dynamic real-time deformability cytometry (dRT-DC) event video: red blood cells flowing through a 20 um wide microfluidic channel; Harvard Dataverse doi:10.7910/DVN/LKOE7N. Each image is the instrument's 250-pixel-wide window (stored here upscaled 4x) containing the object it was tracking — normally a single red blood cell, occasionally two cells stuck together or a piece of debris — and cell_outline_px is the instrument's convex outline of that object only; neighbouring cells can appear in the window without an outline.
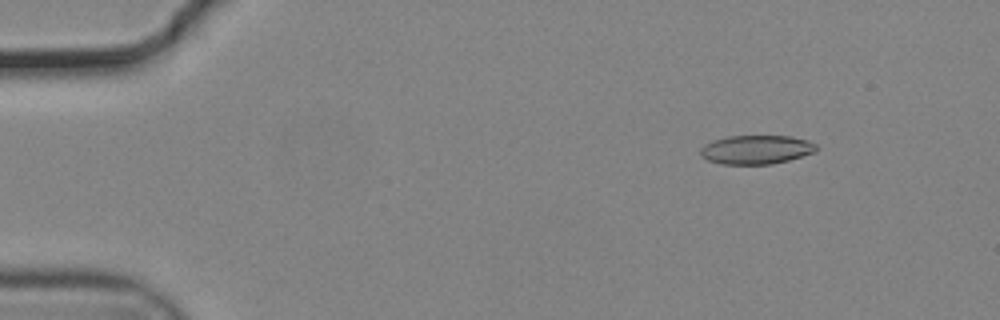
{"species": "common noctule bat (a hibernating species)", "species_latin": "Nyctalus noctula", "temperature_condition": "cold", "stored_images_in_passage": 55, "camera_frame_rate_fps": 3000, "um_per_image_px": 0.085, "animal": {"sex": "male", "body_mass_g": 19.2, "forearm_length_mm": 51.8}, "frame": {"image": 1, "passage_image": 7, "time_ms": 2.0, "image_size_px": [1000, 320], "cell_outline_px": [[820, 148], [816, 152], [788, 160], [772, 164], [720, 164], [708, 160], [700, 156], [700, 148], [704, 144], [712, 140], [728, 136], [788, 136], [808, 140], [816, 144]], "centroid_in_image_um": [64.28, 12.72], "position_along_channel_um": 20.7, "area_um2": 19.71}}
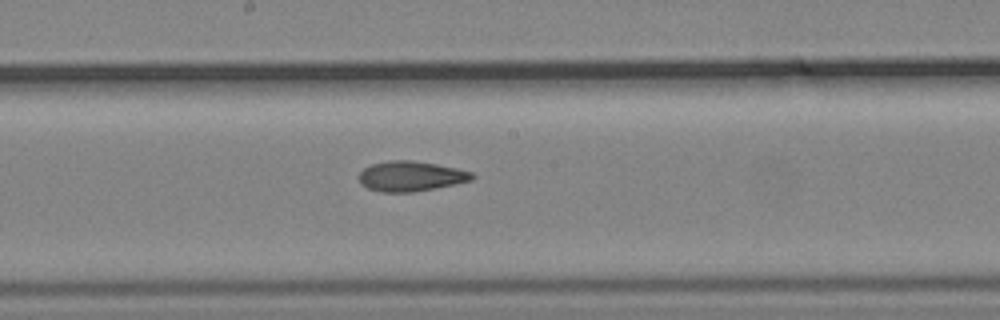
{"frame": {"image": 2, "passage_image": 30, "time_ms": 9.667, "image_size_px": [1000, 320], "cell_outline_px": [[476, 176], [472, 180], [456, 184], [412, 192], [380, 192], [368, 188], [360, 184], [360, 172], [364, 168], [372, 164], [388, 160], [412, 160], [436, 164], [456, 168], [472, 172]], "centroid_in_image_um": [34.92, 14.97], "position_along_channel_um": 213.3, "area_um2": 19.83}}
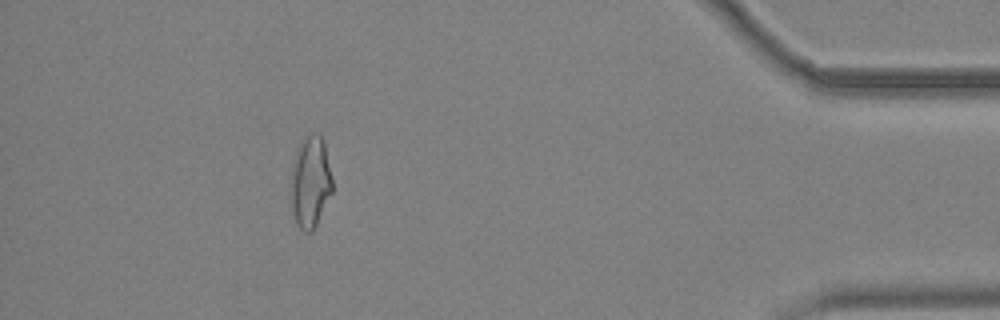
{"frame": {"image": 3, "passage_image": 50, "time_ms": 16.333, "image_size_px": [1000, 320], "cell_outline_px": [[332, 192], [312, 232], [304, 232], [296, 224], [292, 212], [288, 196], [288, 192], [292, 164], [296, 152], [300, 144], [308, 136], [316, 132], [324, 140], [332, 176]], "centroid_in_image_um": [26.34, 15.5], "position_along_channel_um": 408.9, "area_um2": 22.6}, "authors_computed_cell_mechanics": {"area_um2": 20.23, "velocity_mm_per_s": 3.7341, "shape_relaxation_time_tau1_ms": null, "shape_relaxation_time_tau2_ms": 3.6742, "deformation_change_tau1": null, "deformation_change_tau2": 0.1071}}